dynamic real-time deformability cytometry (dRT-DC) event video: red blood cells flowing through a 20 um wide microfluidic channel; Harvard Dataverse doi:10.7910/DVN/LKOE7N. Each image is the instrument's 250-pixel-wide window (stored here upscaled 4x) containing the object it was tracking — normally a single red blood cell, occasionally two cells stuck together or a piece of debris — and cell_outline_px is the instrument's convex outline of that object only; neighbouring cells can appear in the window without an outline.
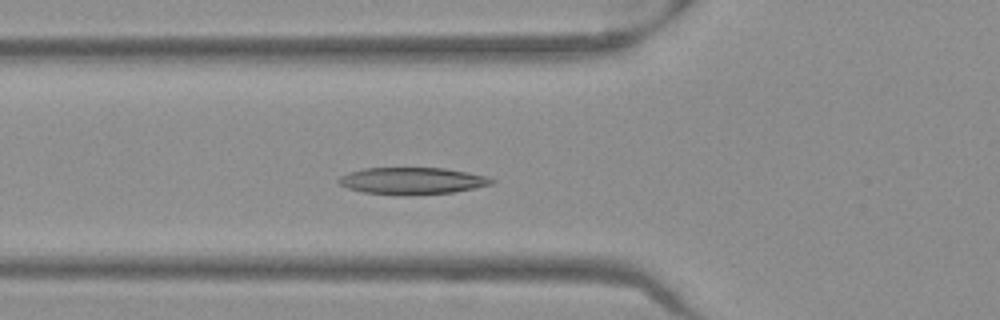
{"species": "Egyptian fruit bat (a non-hibernating species)", "species_latin": "Rousettus aegyptiacus", "temperature_condition": "warm", "stored_images_in_passage": 49, "camera_frame_rate_fps": 3000, "um_per_image_px": 0.085, "frame": {"image": 1, "passage_image": 16, "time_ms": 5.0, "image_size_px": [1000, 320], "cell_outline_px": [[496, 180], [492, 184], [452, 192], [404, 196], [396, 196], [364, 192], [348, 188], [340, 184], [336, 180], [340, 176], [348, 172], [364, 168], [444, 168], [468, 172], [488, 176]], "centroid_in_image_um": [35.01, 15.37], "position_along_channel_um": 90.8, "area_um2": 24.16}}
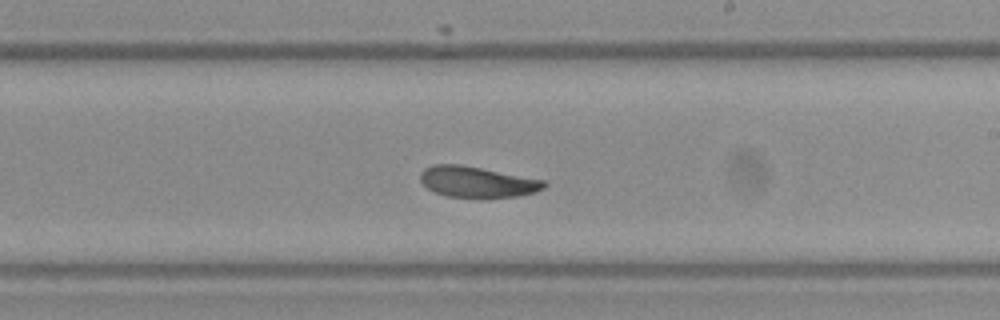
{"frame": {"image": 2, "passage_image": 28, "time_ms": 9.0, "image_size_px": [1000, 320], "cell_outline_px": [[548, 184], [544, 188], [536, 192], [516, 196], [448, 196], [436, 192], [428, 188], [420, 180], [420, 172], [424, 168], [432, 164], [460, 164], [544, 180]], "centroid_in_image_um": [40.54, 15.43], "position_along_channel_um": 248.5, "area_um2": 21.79}}
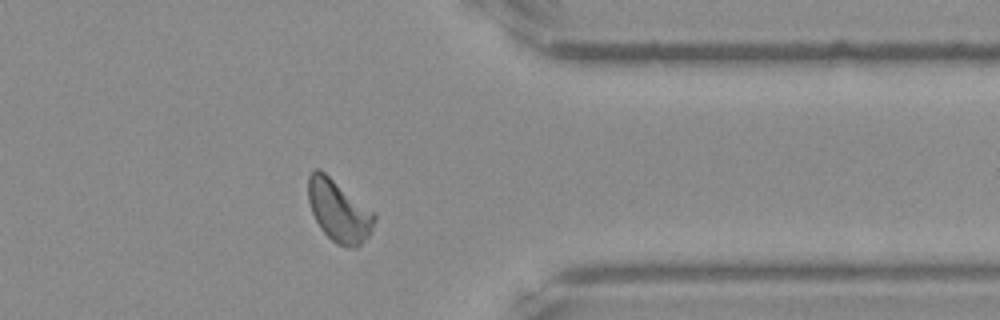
{"frame": {"image": 3, "passage_image": 39, "time_ms": 12.667, "image_size_px": [1000, 320], "cell_outline_px": [[376, 220], [368, 236], [356, 248], [352, 248], [336, 244], [320, 228], [312, 212], [308, 200], [308, 176], [316, 168], [320, 168], [376, 212]], "centroid_in_image_um": [28.81, 17.9], "position_along_channel_um": 382.6, "area_um2": 24.04}, "authors_computed_cell_mechanics": {"area_um2": 23.409, "velocity_mm_per_s": 3.9246, "shape_relaxation_time_tau1_ms": 4.3722, "shape_relaxation_time_tau2_ms": 2.145, "deformation_change_tau1": 0.1407, "deformation_change_tau2": 0.0751}}